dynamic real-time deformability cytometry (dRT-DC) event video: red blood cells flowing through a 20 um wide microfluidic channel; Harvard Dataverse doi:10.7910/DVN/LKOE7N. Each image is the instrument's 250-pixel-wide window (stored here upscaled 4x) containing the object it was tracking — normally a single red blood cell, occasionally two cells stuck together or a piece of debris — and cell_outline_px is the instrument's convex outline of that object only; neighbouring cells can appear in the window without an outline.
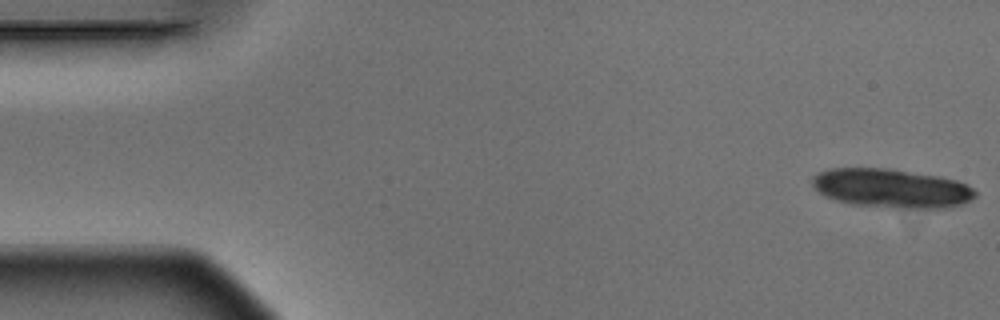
{"species": "Egyptian fruit bat (a non-hibernating species)", "species_latin": "Rousettus aegyptiacus", "temperature_condition": "warm", "stored_images_in_passage": 5, "camera_frame_rate_fps": 3000, "um_per_image_px": 0.085, "animal": {"sex": "male"}, "frame": {"image": 1, "passage_image": 1, "time_ms": 0.0, "image_size_px": [1000, 320], "cell_outline_px": [[976, 196], [960, 204], [944, 208], [892, 208], [848, 204], [824, 196], [812, 184], [812, 176], [816, 172], [828, 168], [888, 168], [940, 176], [956, 180], [968, 184], [976, 192]], "centroid_in_image_um": [75.73, 16.0], "position_along_channel_um": 9.3, "area_um2": 37.28}}